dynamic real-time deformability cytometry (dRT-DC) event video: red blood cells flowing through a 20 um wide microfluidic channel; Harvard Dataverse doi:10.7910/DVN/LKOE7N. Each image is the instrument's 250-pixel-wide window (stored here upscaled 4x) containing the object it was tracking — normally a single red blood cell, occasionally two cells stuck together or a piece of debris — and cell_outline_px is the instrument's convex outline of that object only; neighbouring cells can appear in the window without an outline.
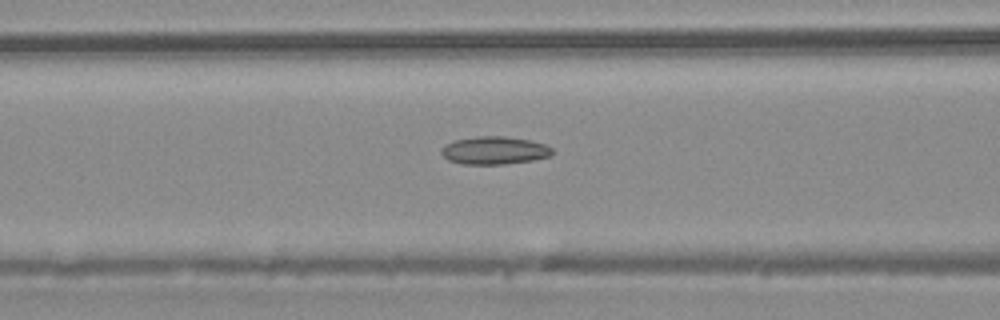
{"species": "common noctule bat (a hibernating species)", "species_latin": "Nyctalus noctula", "temperature_condition": "warm", "stored_images_in_passage": 43, "camera_frame_rate_fps": 3000, "um_per_image_px": 0.085, "animal": {"sex": "male", "body_mass_g": 20.4}, "frame": {"image": 1, "passage_image": 16, "time_ms": 5.0, "image_size_px": [1000, 320], "cell_outline_px": [[556, 152], [552, 156], [532, 160], [504, 164], [460, 164], [448, 160], [440, 152], [440, 148], [444, 144], [456, 140], [476, 136], [504, 136], [528, 140], [544, 144], [552, 148]], "centroid_in_image_um": [42.02, 12.79], "position_along_channel_um": 124.6, "area_um2": 18.15}}
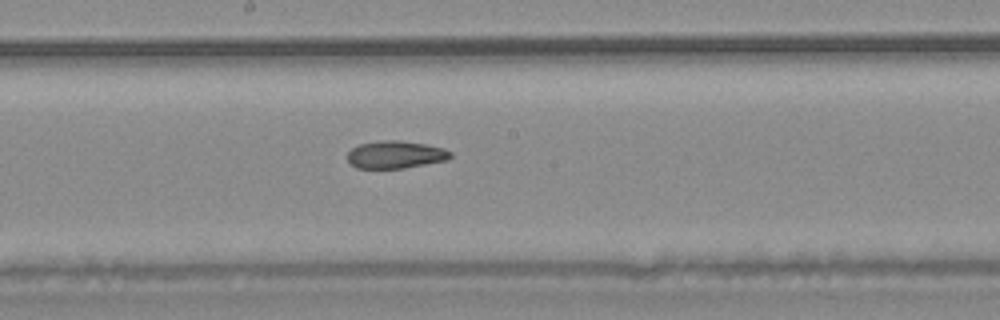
{"frame": {"image": 2, "passage_image": 22, "time_ms": 7.0, "image_size_px": [1000, 320], "cell_outline_px": [[452, 156], [448, 160], [404, 168], [356, 168], [348, 160], [348, 152], [352, 148], [360, 144], [384, 140], [396, 140], [424, 144], [444, 148], [452, 152]], "centroid_in_image_um": [33.64, 13.15], "position_along_channel_um": 214.6, "area_um2": 16.42}}
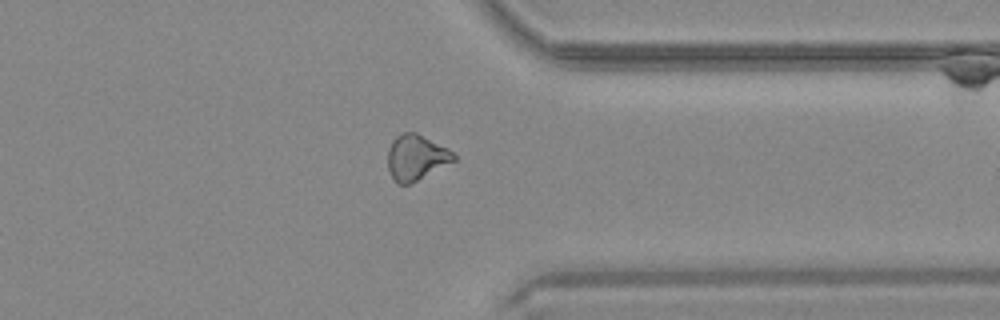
{"frame": {"image": 3, "passage_image": 33, "time_ms": 10.667, "image_size_px": [1000, 320], "cell_outline_px": [[456, 160], [408, 184], [396, 184], [388, 168], [388, 148], [392, 140], [396, 136], [404, 132], [416, 132], [448, 148], [456, 156]], "centroid_in_image_um": [35.35, 13.36], "position_along_channel_um": 376.0, "area_um2": 17.28}}